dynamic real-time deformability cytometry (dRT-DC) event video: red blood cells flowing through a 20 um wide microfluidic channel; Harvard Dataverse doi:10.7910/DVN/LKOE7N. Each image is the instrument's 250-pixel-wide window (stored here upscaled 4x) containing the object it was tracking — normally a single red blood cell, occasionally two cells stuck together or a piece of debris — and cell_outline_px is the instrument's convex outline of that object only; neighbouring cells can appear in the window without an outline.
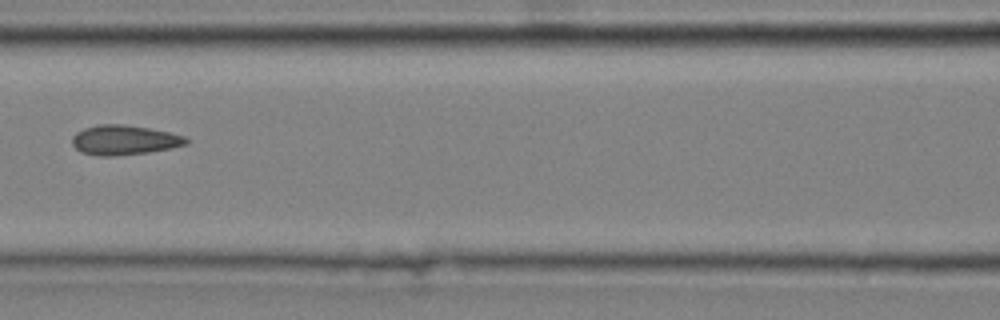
{"species": "common noctule bat (a hibernating species)", "species_latin": "Nyctalus noctula", "temperature_condition": "cold", "stored_images_in_passage": 6, "camera_frame_rate_fps": 3000, "um_per_image_px": 0.085, "animal": {"sex": "male", "body_mass_g": 20.4}, "frame": {"image": 1, "passage_image": 6, "time_ms": 1.667, "image_size_px": [1000, 320], "cell_outline_px": [[188, 144], [172, 148], [148, 152], [112, 156], [100, 156], [80, 152], [72, 144], [72, 136], [76, 132], [84, 128], [100, 124], [120, 124], [148, 128], [168, 132], [184, 136], [188, 140]], "centroid_in_image_um": [10.54, 11.9], "position_along_channel_um": 156.1, "area_um2": 19.65}}